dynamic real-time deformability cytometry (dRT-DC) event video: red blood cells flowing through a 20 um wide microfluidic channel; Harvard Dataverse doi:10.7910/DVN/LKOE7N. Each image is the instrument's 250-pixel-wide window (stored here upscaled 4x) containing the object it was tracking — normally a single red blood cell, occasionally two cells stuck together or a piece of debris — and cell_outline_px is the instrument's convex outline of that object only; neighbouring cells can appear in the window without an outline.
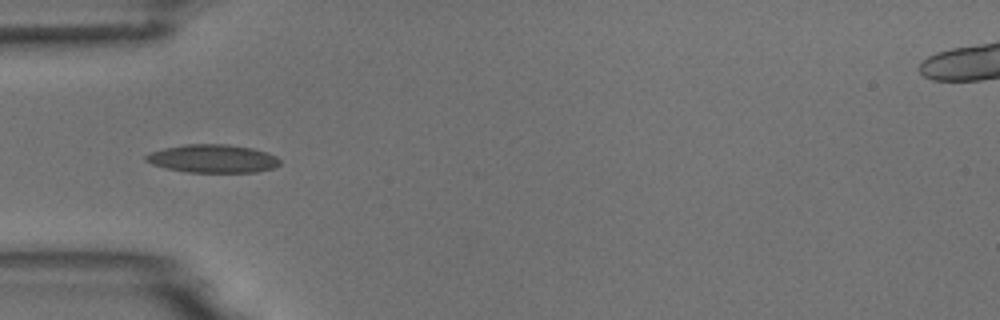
{"species": "common noctule bat (a hibernating species)", "species_latin": "Nyctalus noctula", "temperature_condition": "room temperature", "stored_images_in_passage": 8, "camera_frame_rate_fps": 3000, "um_per_image_px": 0.085, "animal": {"sex": "male", "body_mass_g": 18.8}, "frame": {"image": 1, "passage_image": 5, "time_ms": 5.0, "image_size_px": [1000, 320], "cell_outline_px": [[280, 164], [276, 168], [256, 172], [188, 172], [164, 168], [152, 164], [144, 160], [144, 156], [152, 152], [164, 148], [184, 144], [228, 144], [252, 148], [276, 156], [280, 160]], "centroid_in_image_um": [18.08, 13.49], "position_along_channel_um": 66.9, "area_um2": 22.08}}